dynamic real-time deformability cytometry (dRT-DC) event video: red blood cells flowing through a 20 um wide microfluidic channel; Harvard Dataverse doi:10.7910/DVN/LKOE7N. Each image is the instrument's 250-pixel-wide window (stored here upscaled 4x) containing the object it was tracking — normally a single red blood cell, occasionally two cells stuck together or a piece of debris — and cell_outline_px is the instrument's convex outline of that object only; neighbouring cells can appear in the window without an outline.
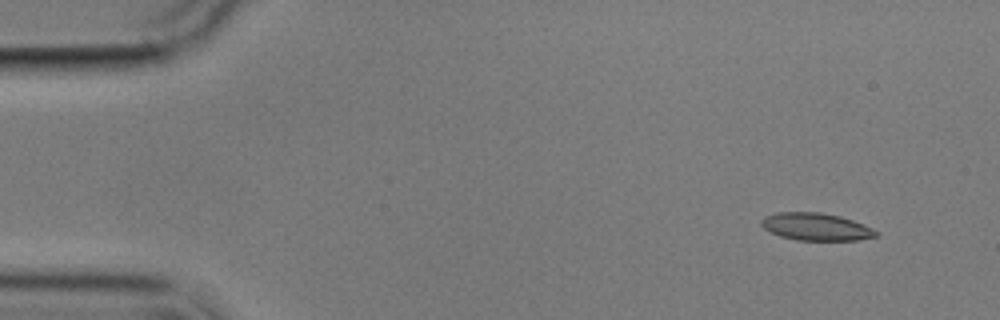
{"species": "common noctule bat (a hibernating species)", "species_latin": "Nyctalus noctula", "temperature_condition": "cold", "stored_images_in_passage": 4, "camera_frame_rate_fps": 3000, "um_per_image_px": 0.085, "animal": {"sex": "male", "body_mass_g": 17.9}, "frame": {"image": 1, "passage_image": 1, "time_ms": 0.0, "image_size_px": [1000, 320], "cell_outline_px": [[880, 236], [860, 240], [796, 240], [780, 236], [764, 228], [760, 224], [760, 220], [764, 216], [776, 212], [820, 212], [840, 216], [864, 224], [880, 232]], "centroid_in_image_um": [69.39, 19.27], "position_along_channel_um": 15.6, "area_um2": 18.55}}
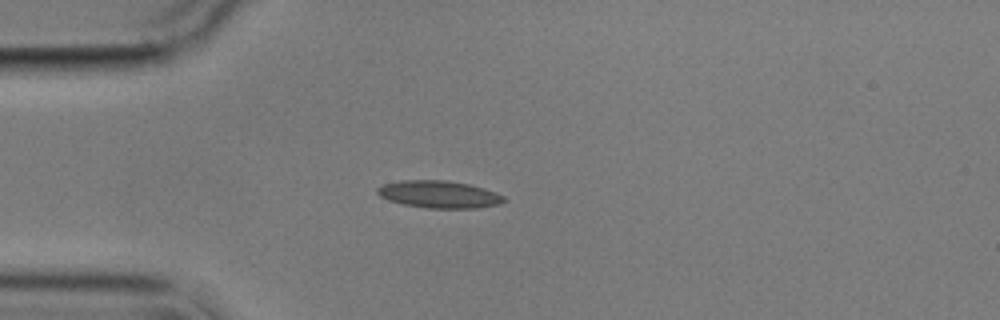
{"frame": {"image": 2, "passage_image": 4, "time_ms": 3.333, "image_size_px": [1000, 320], "cell_outline_px": [[508, 200], [500, 204], [480, 208], [428, 208], [404, 204], [388, 200], [380, 196], [376, 192], [376, 188], [384, 184], [404, 180], [444, 180], [468, 184], [484, 188], [496, 192], [504, 196]], "centroid_in_image_um": [37.36, 16.52], "position_along_channel_um": 47.6, "area_um2": 20.17}}